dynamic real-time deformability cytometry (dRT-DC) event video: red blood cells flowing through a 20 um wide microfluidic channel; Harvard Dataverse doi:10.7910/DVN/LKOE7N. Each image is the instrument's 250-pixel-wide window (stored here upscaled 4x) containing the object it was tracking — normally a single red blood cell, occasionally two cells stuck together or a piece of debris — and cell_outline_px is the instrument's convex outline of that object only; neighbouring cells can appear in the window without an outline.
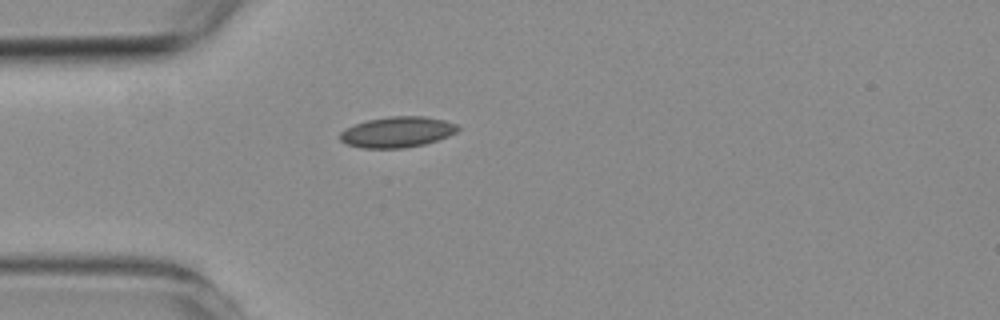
{"species": "common noctule bat (a hibernating species)", "species_latin": "Nyctalus noctula", "temperature_condition": "room temperature", "stored_images_in_passage": 1, "camera_frame_rate_fps": 3000, "um_per_image_px": 0.085, "animal": {"sex": "female", "body_mass_g": 19.3, "forearm_length_mm": 54.1}, "frame": {"image": 1, "passage_image": 1, "time_ms": 0.0, "image_size_px": [1000, 320], "cell_outline_px": [[460, 128], [456, 132], [448, 136], [424, 144], [404, 148], [360, 148], [348, 144], [340, 140], [340, 132], [344, 128], [368, 120], [392, 116], [424, 116], [444, 120], [456, 124]], "centroid_in_image_um": [33.75, 11.22], "position_along_channel_um": 51.2, "area_um2": 20.98}}